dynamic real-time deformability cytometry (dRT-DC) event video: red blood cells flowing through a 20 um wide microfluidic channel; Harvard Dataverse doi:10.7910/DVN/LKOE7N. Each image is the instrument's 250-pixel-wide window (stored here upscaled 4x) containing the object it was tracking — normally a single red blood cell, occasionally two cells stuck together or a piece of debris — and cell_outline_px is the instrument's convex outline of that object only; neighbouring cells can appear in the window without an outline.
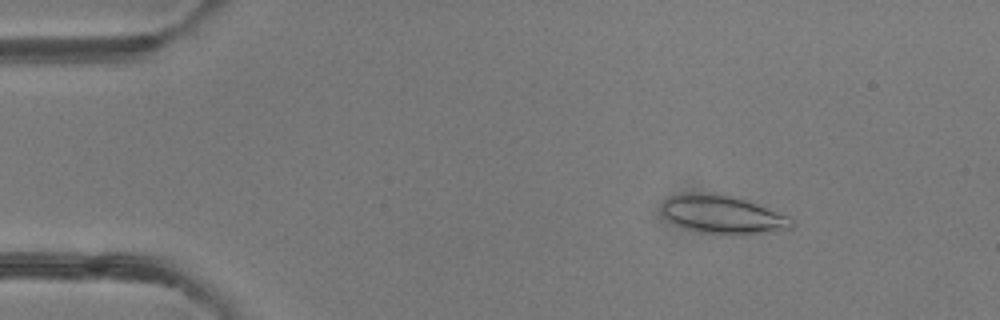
{"species": "common noctule bat (a hibernating species)", "species_latin": "Nyctalus noctula", "temperature_condition": "room temperature", "stored_images_in_passage": 48, "camera_frame_rate_fps": 3000, "um_per_image_px": 0.085, "animal": {"sex": "female"}, "frame": {"image": 1, "passage_image": 7, "time_ms": 2.0, "image_size_px": [1000, 320], "cell_outline_px": [[796, 224], [792, 228], [748, 236], [720, 236], [700, 232], [684, 228], [668, 220], [660, 204], [668, 196], [732, 196], [748, 200], [792, 216]], "centroid_in_image_um": [61.59, 18.33], "position_along_channel_um": 23.4, "area_um2": 29.02}}
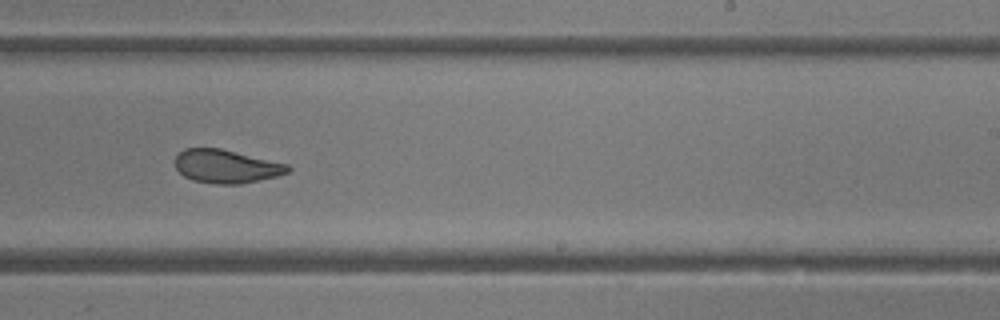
{"frame": {"image": 2, "passage_image": 30, "time_ms": 9.667, "image_size_px": [1000, 320], "cell_outline_px": [[292, 168], [288, 172], [276, 176], [240, 184], [216, 184], [192, 180], [184, 176], [176, 168], [176, 156], [184, 148], [220, 148], [288, 164]], "centroid_in_image_um": [19.23, 14.14], "position_along_channel_um": 269.8, "area_um2": 21.79}}
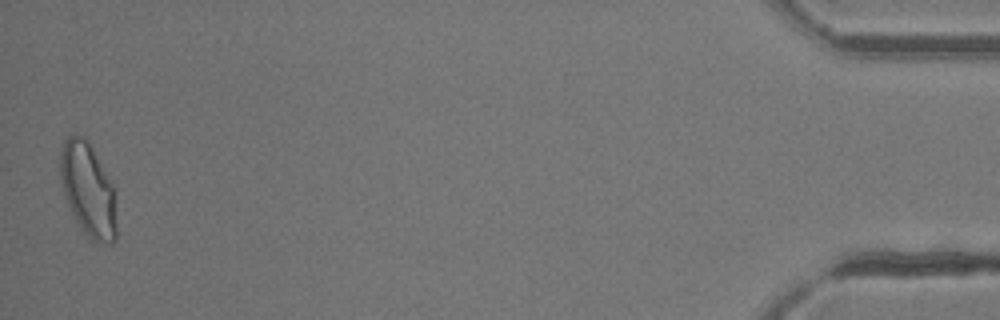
{"frame": {"image": 3, "passage_image": 48, "time_ms": 15.667, "image_size_px": [1000, 320], "cell_outline_px": [[116, 240], [112, 244], [108, 244], [92, 240], [80, 228], [64, 196], [60, 180], [60, 152], [64, 140], [68, 136], [84, 136], [92, 148], [112, 184], [116, 228]], "centroid_in_image_um": [7.46, 16.14], "position_along_channel_um": 427.7, "area_um2": 30.17}, "authors_computed_cell_mechanics": {"area_um2": 25.0274, "velocity_mm_per_s": 4.2331, "shape_relaxation_time_tau1_ms": 6.747, "shape_relaxation_time_tau2_ms": 1.146, "deformation_change_tau1": 0.1612, "deformation_change_tau2": 0.0766}}